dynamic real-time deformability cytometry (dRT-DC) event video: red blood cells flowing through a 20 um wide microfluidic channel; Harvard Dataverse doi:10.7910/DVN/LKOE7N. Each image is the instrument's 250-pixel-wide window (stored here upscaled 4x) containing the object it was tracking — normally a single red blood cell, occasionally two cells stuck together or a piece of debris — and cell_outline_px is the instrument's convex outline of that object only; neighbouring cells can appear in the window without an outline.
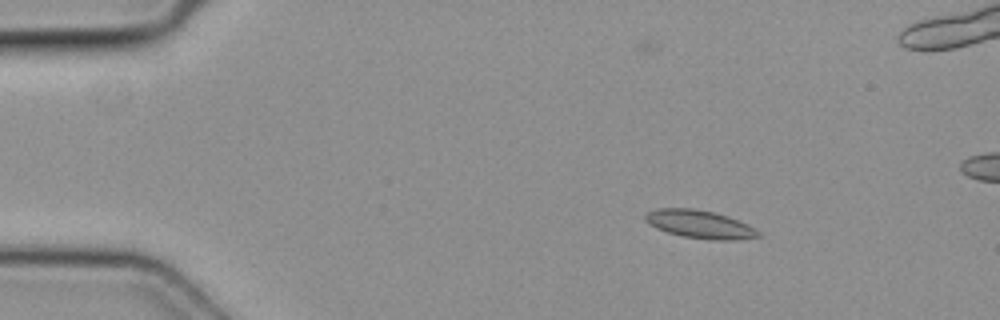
{"species": "common noctule bat (a hibernating species)", "species_latin": "Nyctalus noctula", "temperature_condition": "cold", "stored_images_in_passage": 6, "camera_frame_rate_fps": 3000, "um_per_image_px": 0.085, "animal": {"sex": "female", "body_mass_g": 19.3, "forearm_length_mm": 54.1}, "frame": {"image": 1, "passage_image": 3, "time_ms": 0.667, "image_size_px": [1000, 320], "cell_outline_px": [[760, 236], [736, 240], [712, 240], [680, 236], [656, 228], [648, 224], [644, 220], [644, 216], [648, 212], [656, 208], [696, 208], [728, 216], [748, 224], [756, 228], [760, 232]], "centroid_in_image_um": [59.47, 19.06], "position_along_channel_um": 25.5, "area_um2": 18.67}}